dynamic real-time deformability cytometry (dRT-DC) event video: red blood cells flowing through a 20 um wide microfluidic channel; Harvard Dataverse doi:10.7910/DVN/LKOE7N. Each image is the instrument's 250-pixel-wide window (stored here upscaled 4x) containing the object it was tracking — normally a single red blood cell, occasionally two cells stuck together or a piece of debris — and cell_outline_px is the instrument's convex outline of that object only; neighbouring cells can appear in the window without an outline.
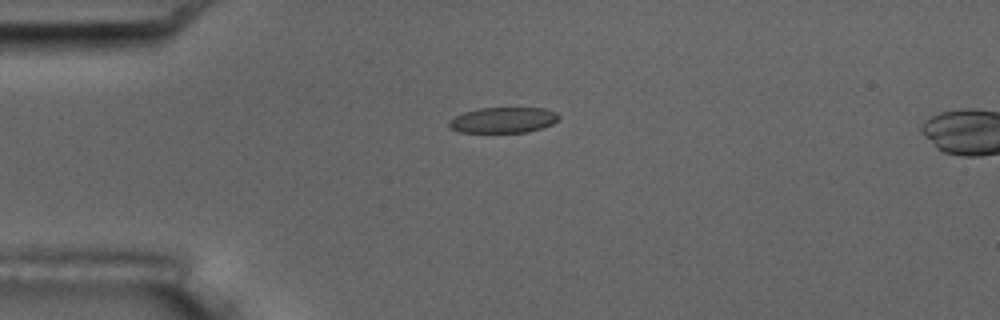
{"species": "common noctule bat (a hibernating species)", "species_latin": "Nyctalus noctula", "temperature_condition": "room temperature", "stored_images_in_passage": 7, "camera_frame_rate_fps": 3000, "um_per_image_px": 0.085, "animal": {"sex": "male", "body_mass_g": 17.5, "forearm_length_mm": 52.3}, "frame": {"image": 1, "passage_image": 5, "time_ms": 4.667, "image_size_px": [1000, 320], "cell_outline_px": [[560, 116], [552, 124], [528, 132], [460, 132], [452, 128], [448, 124], [448, 120], [464, 112], [480, 108], [544, 108], [556, 112]], "centroid_in_image_um": [42.77, 10.2], "position_along_channel_um": 42.2, "area_um2": 16.24}}